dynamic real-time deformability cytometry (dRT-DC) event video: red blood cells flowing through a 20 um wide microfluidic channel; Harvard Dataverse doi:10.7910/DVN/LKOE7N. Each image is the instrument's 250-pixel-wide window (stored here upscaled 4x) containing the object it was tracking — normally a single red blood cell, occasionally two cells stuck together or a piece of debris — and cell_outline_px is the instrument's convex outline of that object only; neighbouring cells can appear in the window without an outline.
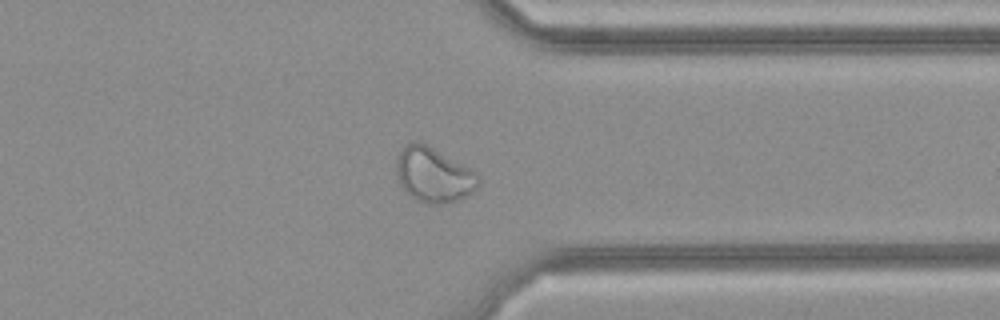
{"species": "common noctule bat (a hibernating species)", "species_latin": "Nyctalus noctula", "temperature_condition": "cold", "stored_images_in_passage": 32, "camera_frame_rate_fps": 3000, "um_per_image_px": 0.085, "animal": {"sex": "female", "body_mass_g": 21.9}, "frame": {"image": 1, "passage_image": 23, "time_ms": 7.333, "image_size_px": [1000, 320], "cell_outline_px": [[480, 184], [472, 192], [456, 200], [444, 204], [424, 204], [416, 200], [400, 184], [396, 172], [396, 160], [400, 152], [408, 144], [416, 140], [420, 140], [428, 144], [472, 168], [480, 176]], "centroid_in_image_um": [36.89, 14.84], "position_along_channel_um": 374.5, "area_um2": 26.47}}